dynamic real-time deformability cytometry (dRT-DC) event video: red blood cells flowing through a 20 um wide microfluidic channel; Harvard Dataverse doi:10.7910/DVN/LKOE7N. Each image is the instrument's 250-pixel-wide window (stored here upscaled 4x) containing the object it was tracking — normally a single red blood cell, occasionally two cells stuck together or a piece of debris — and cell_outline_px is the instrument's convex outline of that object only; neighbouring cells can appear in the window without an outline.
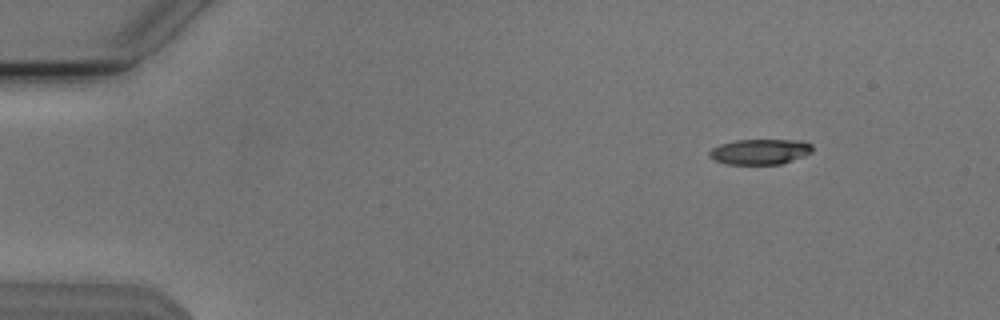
{"species": "Egyptian fruit bat (a non-hibernating species)", "species_latin": "Rousettus aegyptiacus", "temperature_condition": "cold", "stored_images_in_passage": 48, "camera_frame_rate_fps": 3000, "um_per_image_px": 0.085, "animal": {"sex": "male"}, "frame": {"image": 1, "passage_image": 1, "time_ms": 0.0, "image_size_px": [1000, 320], "cell_outline_px": [[812, 152], [804, 156], [780, 164], [728, 164], [716, 160], [708, 156], [708, 152], [712, 148], [720, 144], [736, 140], [804, 140], [812, 144]], "centroid_in_image_um": [64.62, 12.88], "position_along_channel_um": 20.4, "area_um2": 15.26}}
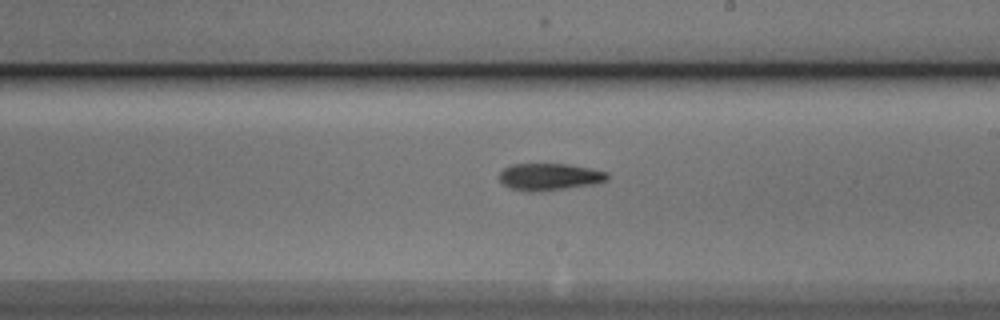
{"frame": {"image": 2, "passage_image": 26, "time_ms": 8.333, "image_size_px": [1000, 320], "cell_outline_px": [[608, 180], [596, 184], [564, 188], [512, 188], [504, 184], [500, 180], [500, 172], [504, 168], [512, 164], [568, 164], [608, 172]], "centroid_in_image_um": [46.78, 14.97], "position_along_channel_um": 242.2, "area_um2": 16.01}}
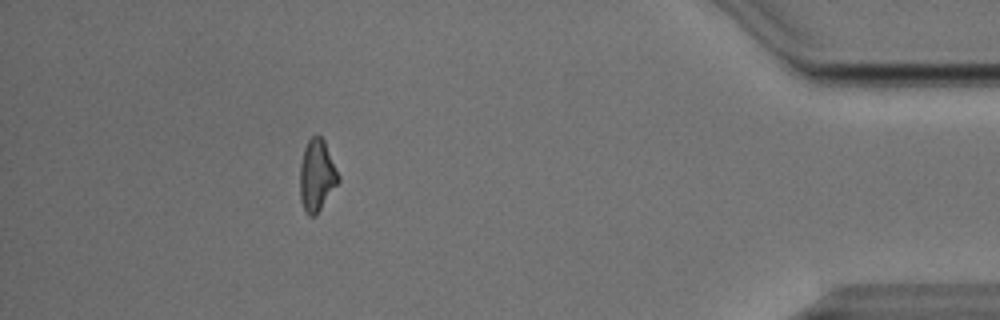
{"frame": {"image": 3, "passage_image": 43, "time_ms": 14.0, "image_size_px": [1000, 320], "cell_outline_px": [[340, 180], [316, 216], [308, 216], [304, 212], [300, 200], [300, 164], [304, 148], [308, 140], [312, 136], [320, 136], [324, 140], [340, 176]], "centroid_in_image_um": [26.92, 14.95], "position_along_channel_um": 408.3, "area_um2": 16.18}}